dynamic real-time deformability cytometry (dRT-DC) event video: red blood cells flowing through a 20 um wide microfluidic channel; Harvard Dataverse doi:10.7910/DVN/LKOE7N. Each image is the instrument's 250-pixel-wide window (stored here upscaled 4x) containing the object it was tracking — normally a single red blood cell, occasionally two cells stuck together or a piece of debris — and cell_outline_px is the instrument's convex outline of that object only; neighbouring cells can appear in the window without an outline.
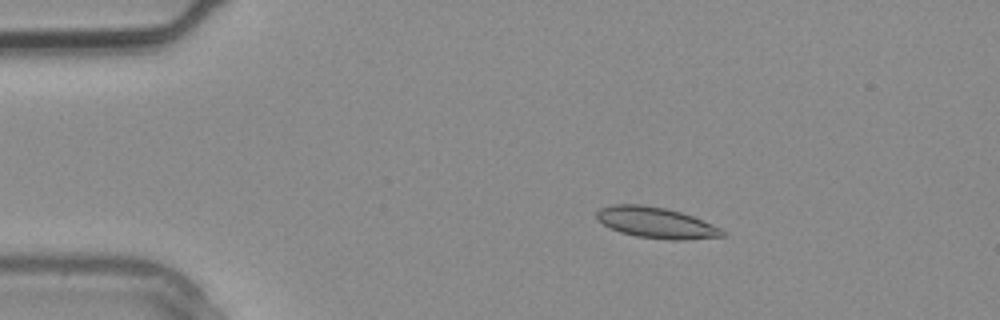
{"species": "common noctule bat (a hibernating species)", "species_latin": "Nyctalus noctula", "temperature_condition": "warm", "stored_images_in_passage": 4, "camera_frame_rate_fps": 3000, "um_per_image_px": 0.085, "animal": {"sex": "male", "body_mass_g": 20.4}, "frame": {"image": 1, "passage_image": 2, "time_ms": 0.333, "image_size_px": [1000, 320], "cell_outline_px": [[724, 236], [684, 240], [672, 240], [636, 236], [620, 232], [596, 220], [596, 212], [600, 208], [612, 204], [640, 204], [664, 208], [680, 212], [692, 216], [712, 224], [720, 228], [724, 232]], "centroid_in_image_um": [55.73, 18.92], "position_along_channel_um": 29.3, "area_um2": 22.48}}